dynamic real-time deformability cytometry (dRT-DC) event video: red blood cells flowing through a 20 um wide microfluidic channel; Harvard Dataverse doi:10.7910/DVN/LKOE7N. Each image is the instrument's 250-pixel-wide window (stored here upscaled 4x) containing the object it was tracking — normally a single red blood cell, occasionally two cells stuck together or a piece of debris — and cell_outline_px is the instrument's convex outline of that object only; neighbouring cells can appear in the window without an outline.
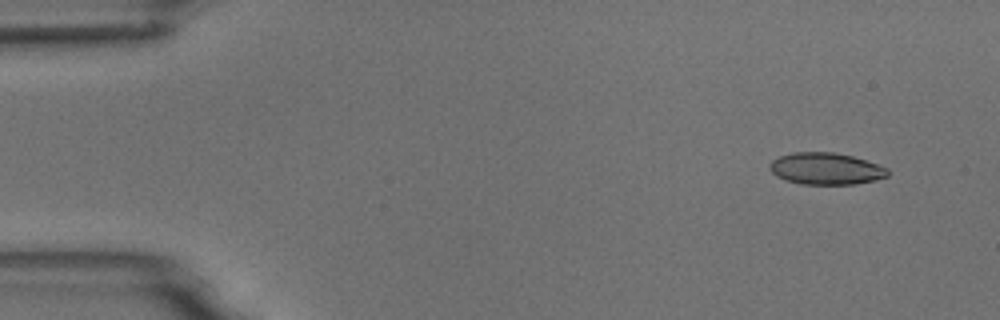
{"species": "common noctule bat (a hibernating species)", "species_latin": "Nyctalus noctula", "temperature_condition": "room temperature", "stored_images_in_passage": 4, "camera_frame_rate_fps": 3000, "um_per_image_px": 0.085, "animal": {"sex": "male", "body_mass_g": 18.8}, "frame": {"image": 1, "passage_image": 1, "time_ms": 0.0, "image_size_px": [1000, 320], "cell_outline_px": [[888, 176], [876, 180], [856, 184], [800, 184], [784, 180], [776, 176], [768, 168], [768, 164], [772, 160], [780, 156], [792, 152], [832, 152], [852, 156], [888, 168]], "centroid_in_image_um": [70.16, 14.34], "position_along_channel_um": 14.8, "area_um2": 21.96}}
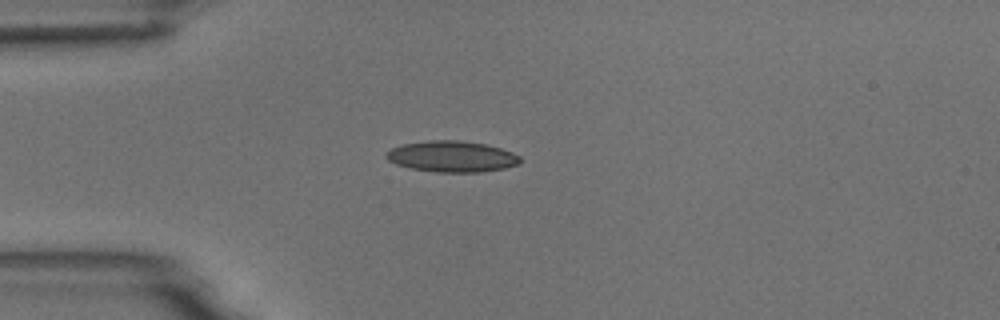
{"frame": {"image": 2, "passage_image": 4, "time_ms": 3.333, "image_size_px": [1000, 320], "cell_outline_px": [[520, 164], [504, 168], [480, 172], [436, 172], [412, 168], [396, 164], [388, 160], [384, 156], [384, 152], [392, 148], [404, 144], [428, 140], [460, 140], [484, 144], [500, 148], [512, 152], [520, 156]], "centroid_in_image_um": [38.39, 13.3], "position_along_channel_um": 46.6, "area_um2": 24.22}}